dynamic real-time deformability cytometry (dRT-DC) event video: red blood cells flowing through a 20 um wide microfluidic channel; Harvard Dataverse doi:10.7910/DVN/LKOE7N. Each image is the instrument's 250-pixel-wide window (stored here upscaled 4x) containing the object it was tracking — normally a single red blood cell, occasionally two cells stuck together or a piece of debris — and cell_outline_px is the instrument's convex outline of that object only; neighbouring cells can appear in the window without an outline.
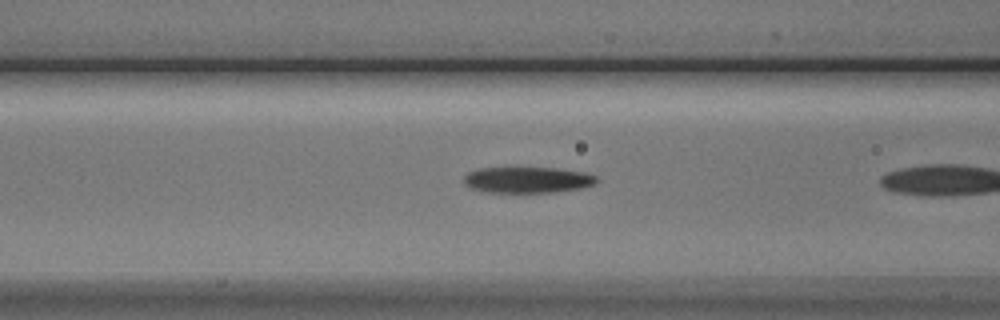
{"species": "Egyptian fruit bat (a non-hibernating species)", "species_latin": "Rousettus aegyptiacus", "temperature_condition": "cold", "stored_images_in_passage": 7, "camera_frame_rate_fps": 3000, "um_per_image_px": 0.085, "animal": {"sex": "male"}, "frame": {"image": 1, "passage_image": 6, "time_ms": 1.667, "image_size_px": [1000, 320], "cell_outline_px": [[600, 180], [596, 184], [584, 188], [552, 192], [488, 192], [468, 188], [464, 184], [464, 176], [468, 172], [480, 168], [556, 168], [584, 172], [596, 176]], "centroid_in_image_um": [44.86, 15.29], "position_along_channel_um": 121.7, "area_um2": 20.29}}